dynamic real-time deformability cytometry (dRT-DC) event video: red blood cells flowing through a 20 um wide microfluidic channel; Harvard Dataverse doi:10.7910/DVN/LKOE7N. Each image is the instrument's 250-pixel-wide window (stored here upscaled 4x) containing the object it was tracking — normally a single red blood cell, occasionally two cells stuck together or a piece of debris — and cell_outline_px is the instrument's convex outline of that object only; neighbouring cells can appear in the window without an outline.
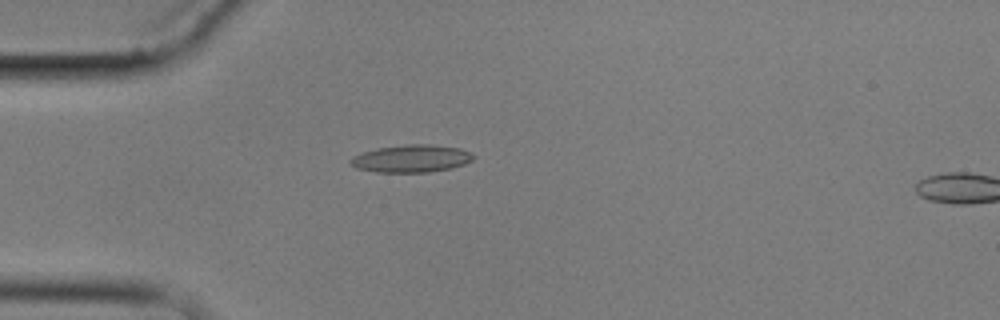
{"species": "common noctule bat (a hibernating species)", "species_latin": "Nyctalus noctula", "temperature_condition": "cold", "stored_images_in_passage": 2, "camera_frame_rate_fps": 3000, "um_per_image_px": 0.085, "animal": {"sex": "male", "body_mass_g": 17.9}, "frame": {"image": 1, "passage_image": 1, "time_ms": 0.0, "image_size_px": [1000, 320], "cell_outline_px": [[476, 156], [472, 160], [464, 164], [452, 168], [428, 172], [376, 172], [356, 168], [348, 160], [352, 156], [376, 148], [404, 144], [432, 144], [460, 148], [472, 152]], "centroid_in_image_um": [34.99, 13.47], "position_along_channel_um": 50.0, "area_um2": 19.88}}